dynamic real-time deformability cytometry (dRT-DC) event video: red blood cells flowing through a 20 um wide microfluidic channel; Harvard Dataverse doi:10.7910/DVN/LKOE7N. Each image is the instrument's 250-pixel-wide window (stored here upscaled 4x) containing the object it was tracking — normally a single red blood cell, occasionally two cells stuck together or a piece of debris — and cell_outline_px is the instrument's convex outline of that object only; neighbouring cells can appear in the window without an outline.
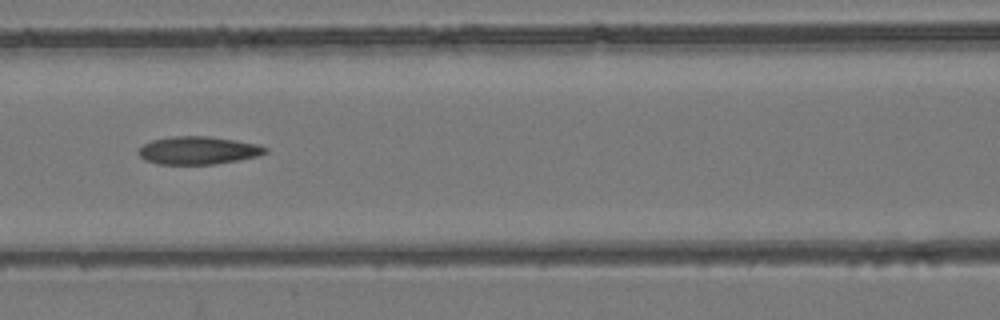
{"species": "common noctule bat (a hibernating species)", "species_latin": "Nyctalus noctula", "temperature_condition": "room temperature", "stored_images_in_passage": 10, "camera_frame_rate_fps": 3000, "um_per_image_px": 0.085, "animal": {"sex": "female", "body_mass_g": 24.6, "forearm_length_mm": 56.2}, "frame": {"image": 1, "passage_image": 7, "time_ms": 7.667, "image_size_px": [1000, 320], "cell_outline_px": [[268, 152], [260, 156], [216, 164], [160, 164], [144, 160], [136, 152], [144, 144], [152, 140], [172, 136], [208, 136], [236, 140], [260, 144], [268, 148]], "centroid_in_image_um": [16.88, 12.78], "position_along_channel_um": 149.7, "area_um2": 20.81}}
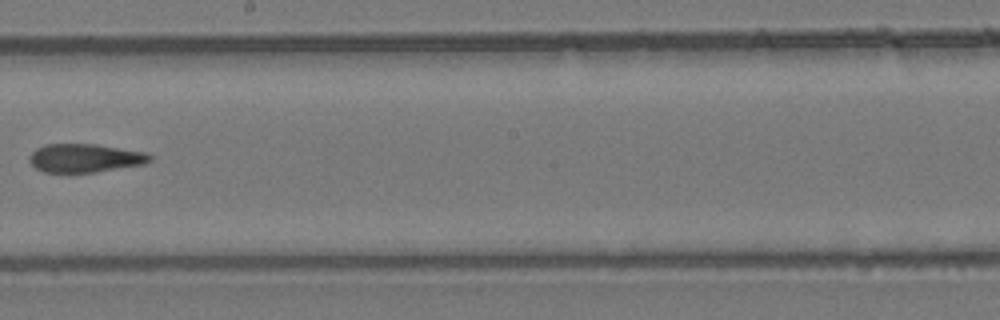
{"frame": {"image": 2, "passage_image": 9, "time_ms": 10.0, "image_size_px": [1000, 320], "cell_outline_px": [[152, 160], [144, 164], [96, 172], [44, 172], [36, 168], [32, 164], [32, 152], [36, 148], [44, 144], [96, 144], [148, 152], [152, 156]], "centroid_in_image_um": [7.29, 13.42], "position_along_channel_um": 240.9, "area_um2": 19.94}}
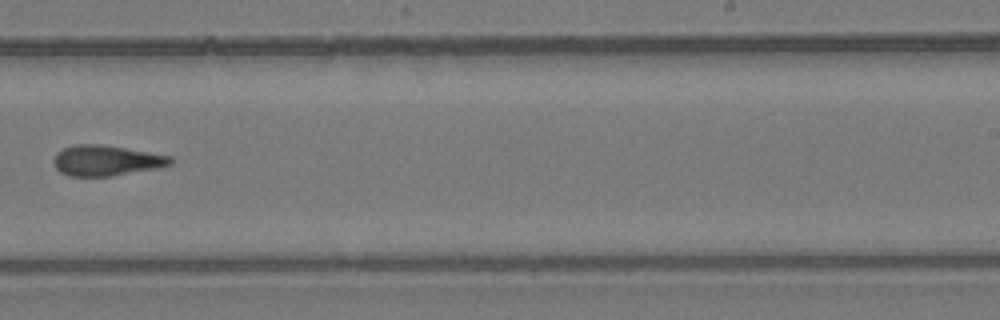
{"frame": {"image": 3, "passage_image": 10, "time_ms": 11.0, "image_size_px": [1000, 320], "cell_outline_px": [[172, 164], [160, 168], [112, 176], [68, 176], [60, 172], [56, 168], [52, 160], [64, 148], [76, 144], [100, 144], [172, 156]], "centroid_in_image_um": [9.06, 13.66], "position_along_channel_um": 279.9, "area_um2": 20.69}}